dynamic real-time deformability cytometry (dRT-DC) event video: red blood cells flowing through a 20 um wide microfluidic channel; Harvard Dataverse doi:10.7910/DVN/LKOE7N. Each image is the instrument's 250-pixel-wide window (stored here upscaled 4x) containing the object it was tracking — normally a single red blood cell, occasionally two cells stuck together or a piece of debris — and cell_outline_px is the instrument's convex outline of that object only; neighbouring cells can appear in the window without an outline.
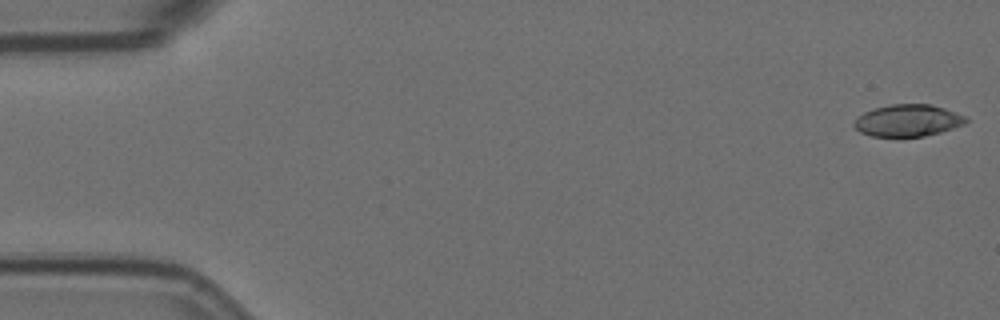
{"species": "Egyptian fruit bat (a non-hibernating species)", "species_latin": "Rousettus aegyptiacus", "temperature_condition": "room temperature", "stored_images_in_passage": 57, "camera_frame_rate_fps": 3000, "um_per_image_px": 0.085, "animal": {"sex": "female"}, "frame": {"image": 1, "passage_image": 1, "time_ms": 0.0, "image_size_px": [1000, 320], "cell_outline_px": [[968, 120], [964, 124], [940, 132], [924, 136], [872, 136], [860, 132], [852, 124], [856, 116], [872, 108], [892, 104], [928, 104], [944, 108], [964, 116]], "centroid_in_image_um": [77.11, 10.23], "position_along_channel_um": 7.9, "area_um2": 20.69}}
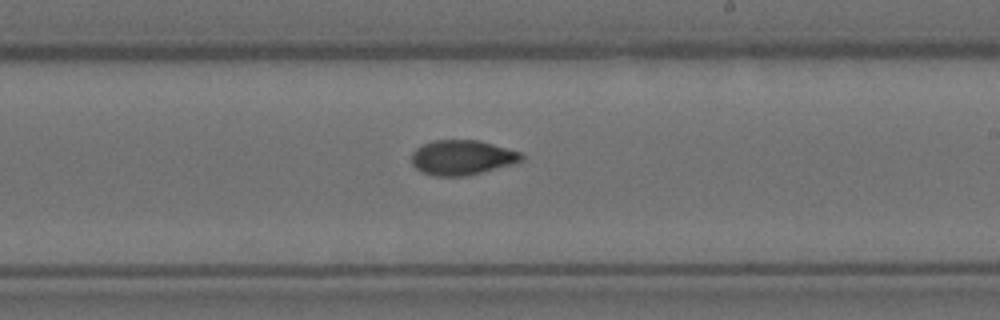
{"frame": {"image": 2, "passage_image": 33, "time_ms": 10.667, "image_size_px": [1000, 320], "cell_outline_px": [[524, 160], [480, 172], [464, 176], [432, 176], [420, 172], [412, 164], [412, 152], [416, 148], [432, 140], [480, 140], [520, 152], [524, 156]], "centroid_in_image_um": [39.23, 13.38], "position_along_channel_um": 249.8, "area_um2": 22.2}}
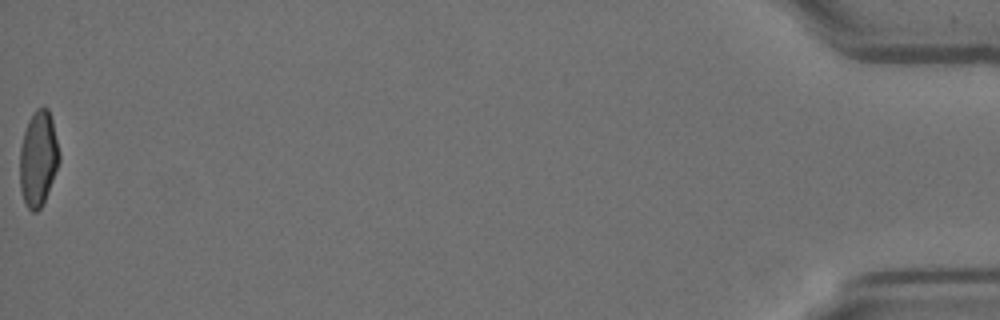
{"frame": {"image": 3, "passage_image": 57, "time_ms": 18.667, "image_size_px": [1000, 320], "cell_outline_px": [[60, 160], [44, 200], [40, 208], [36, 212], [32, 212], [28, 208], [24, 200], [20, 188], [20, 148], [24, 132], [28, 120], [32, 112], [36, 108], [48, 108], [52, 120], [60, 152]], "centroid_in_image_um": [3.25, 13.45], "position_along_channel_um": 432.0, "area_um2": 21.73}, "authors_computed_cell_mechanics": {"area_um2": 22.0218, "velocity_mm_per_s": 3.5557, "shape_relaxation_time_tau1_ms": null, "shape_relaxation_time_tau2_ms": 1.7103, "deformation_change_tau1": null, "deformation_change_tau2": 0.0567}}